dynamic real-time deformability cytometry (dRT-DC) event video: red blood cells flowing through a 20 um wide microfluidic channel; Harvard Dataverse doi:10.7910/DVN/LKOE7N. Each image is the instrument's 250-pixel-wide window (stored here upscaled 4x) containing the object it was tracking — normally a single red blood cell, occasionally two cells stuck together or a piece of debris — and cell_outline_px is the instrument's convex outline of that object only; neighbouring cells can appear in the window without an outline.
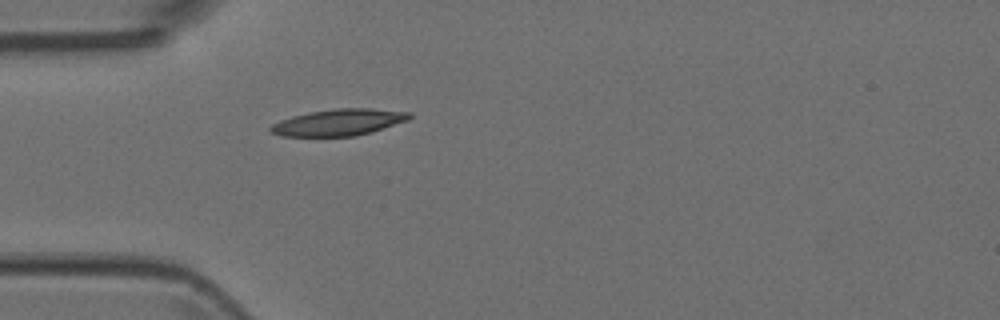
{"species": "Egyptian fruit bat (a non-hibernating species)", "species_latin": "Rousettus aegyptiacus", "temperature_condition": "room temperature", "stored_images_in_passage": 1, "camera_frame_rate_fps": 3000, "um_per_image_px": 0.085, "animal": {"sex": "female"}, "frame": {"image": 1, "passage_image": 1, "time_ms": 0.0, "image_size_px": [1000, 320], "cell_outline_px": [[412, 116], [408, 120], [372, 132], [356, 136], [280, 136], [272, 132], [268, 128], [272, 124], [280, 120], [292, 116], [308, 112], [332, 108], [368, 108], [412, 112]], "centroid_in_image_um": [28.8, 10.39], "position_along_channel_um": 56.2, "area_um2": 21.62}}